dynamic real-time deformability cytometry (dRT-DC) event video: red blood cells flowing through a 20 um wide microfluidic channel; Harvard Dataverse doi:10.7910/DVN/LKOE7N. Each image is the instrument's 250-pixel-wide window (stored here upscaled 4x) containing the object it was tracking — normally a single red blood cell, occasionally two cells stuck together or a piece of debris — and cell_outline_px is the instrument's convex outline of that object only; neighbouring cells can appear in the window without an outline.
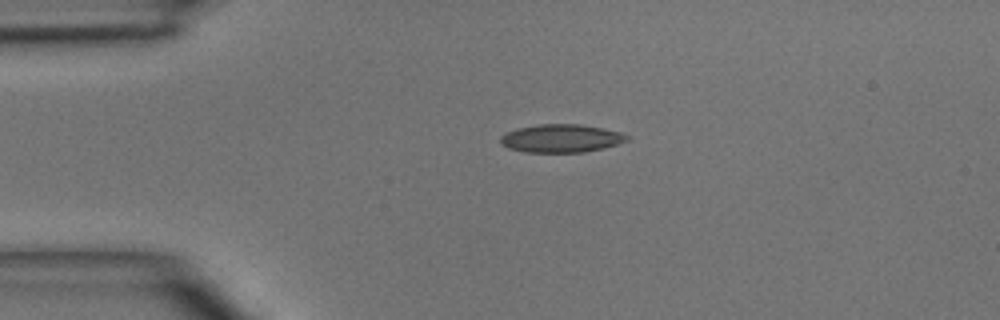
{"species": "common noctule bat (a hibernating species)", "species_latin": "Nyctalus noctula", "temperature_condition": "room temperature", "stored_images_in_passage": 5, "camera_frame_rate_fps": 3000, "um_per_image_px": 0.085, "animal": {"sex": "male", "body_mass_g": 15.6}, "frame": {"image": 1, "passage_image": 2, "time_ms": 1.333, "image_size_px": [1000, 320], "cell_outline_px": [[632, 136], [628, 140], [604, 148], [584, 152], [528, 152], [508, 148], [500, 144], [500, 136], [516, 128], [536, 124], [580, 124], [604, 128], [620, 132]], "centroid_in_image_um": [47.71, 11.75], "position_along_channel_um": 37.3, "area_um2": 20.87}}
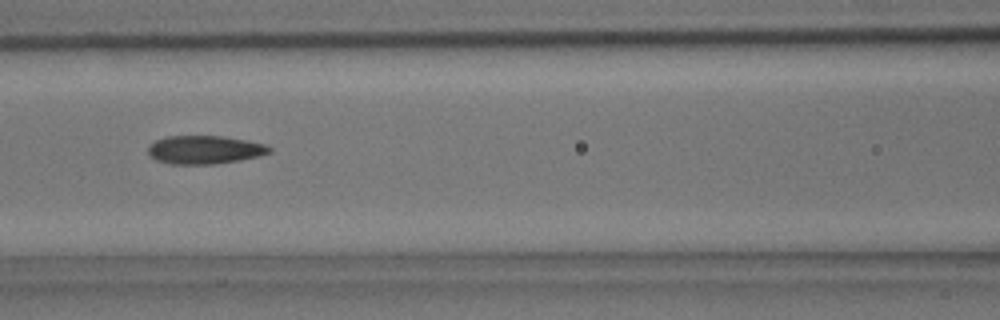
{"frame": {"image": 2, "passage_image": 5, "time_ms": 4.667, "image_size_px": [1000, 320], "cell_outline_px": [[272, 152], [260, 156], [240, 160], [212, 164], [168, 164], [156, 160], [148, 156], [148, 148], [156, 140], [168, 136], [224, 136], [264, 144], [272, 148]], "centroid_in_image_um": [17.39, 12.74], "position_along_channel_um": 149.2, "area_um2": 20.06}}